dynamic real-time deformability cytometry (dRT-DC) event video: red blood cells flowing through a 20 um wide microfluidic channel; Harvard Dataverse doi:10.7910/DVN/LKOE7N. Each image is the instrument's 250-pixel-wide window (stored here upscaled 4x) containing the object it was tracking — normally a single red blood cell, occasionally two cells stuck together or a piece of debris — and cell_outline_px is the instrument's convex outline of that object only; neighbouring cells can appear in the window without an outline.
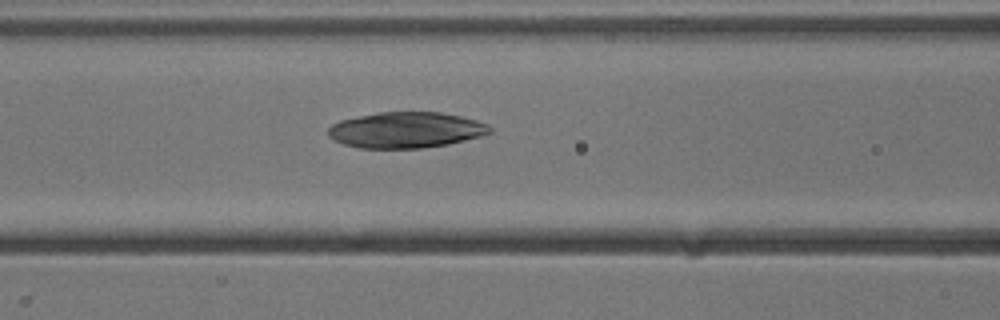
{"species": "common noctule bat (a hibernating species)", "species_latin": "Nyctalus noctula", "temperature_condition": "cold", "stored_images_in_passage": 45, "camera_frame_rate_fps": 3000, "um_per_image_px": 0.085, "animal": {"sex": "male", "body_mass_g": 13.3}, "frame": {"image": 1, "passage_image": 18, "time_ms": 5.667, "image_size_px": [1000, 320], "cell_outline_px": [[492, 132], [480, 136], [448, 144], [424, 148], [360, 148], [344, 144], [332, 140], [328, 136], [328, 128], [332, 124], [340, 120], [380, 112], [440, 112], [460, 116], [476, 120], [488, 124], [492, 128]], "centroid_in_image_um": [34.5, 11.05], "position_along_channel_um": 132.1, "area_um2": 33.81}}
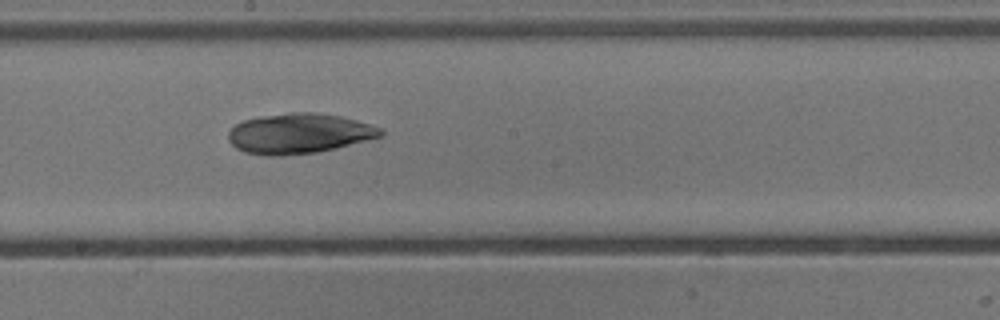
{"frame": {"image": 2, "passage_image": 25, "time_ms": 8.0, "image_size_px": [1000, 320], "cell_outline_px": [[384, 136], [336, 148], [316, 152], [280, 156], [264, 156], [244, 152], [236, 148], [228, 140], [228, 132], [236, 124], [244, 120], [260, 116], [292, 112], [312, 112], [340, 116], [356, 120], [380, 128], [384, 132]], "centroid_in_image_um": [25.4, 11.35], "position_along_channel_um": 222.8, "area_um2": 35.66}}
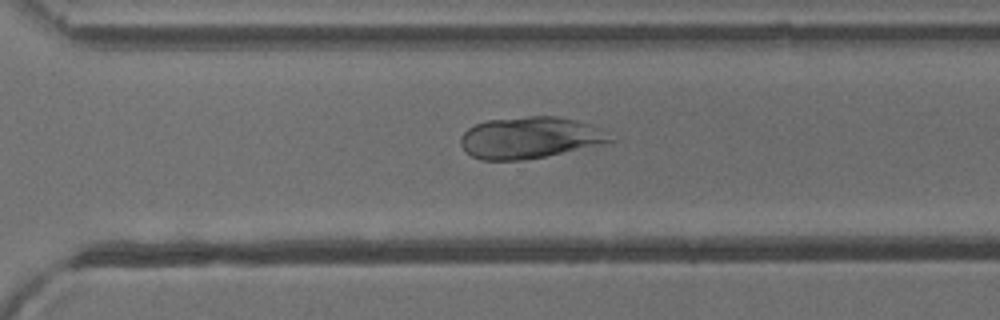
{"frame": {"image": 3, "passage_image": 33, "time_ms": 10.667, "image_size_px": [1000, 320], "cell_outline_px": [[616, 140], [600, 144], [544, 156], [524, 160], [480, 160], [464, 152], [460, 144], [460, 136], [468, 128], [476, 124], [488, 120], [528, 116], [556, 116], [576, 120], [592, 124], [600, 128]], "centroid_in_image_um": [44.99, 11.7], "position_along_channel_um": 325.6, "area_um2": 36.13}}